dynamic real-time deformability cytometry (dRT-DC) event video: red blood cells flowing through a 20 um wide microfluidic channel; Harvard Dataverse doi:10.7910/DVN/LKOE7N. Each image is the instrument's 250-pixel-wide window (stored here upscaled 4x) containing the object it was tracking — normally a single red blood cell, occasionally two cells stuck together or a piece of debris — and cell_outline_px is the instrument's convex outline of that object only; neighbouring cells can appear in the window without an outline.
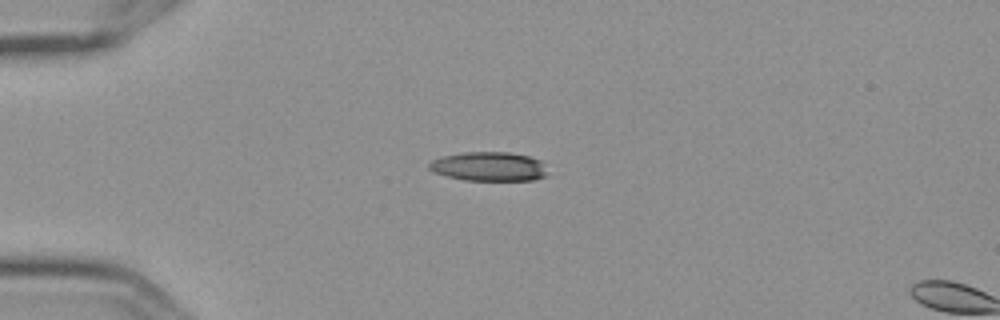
{"species": "Egyptian fruit bat (a non-hibernating species)", "species_latin": "Rousettus aegyptiacus", "temperature_condition": "cold", "stored_images_in_passage": 2, "camera_frame_rate_fps": 3000, "um_per_image_px": 0.085, "frame": {"image": 1, "passage_image": 1, "time_ms": 0.0, "image_size_px": [1000, 320], "cell_outline_px": [[548, 176], [536, 180], [464, 180], [448, 176], [436, 172], [428, 168], [428, 164], [432, 160], [440, 156], [464, 152], [508, 152], [528, 156], [540, 160]], "centroid_in_image_um": [41.55, 14.15], "position_along_channel_um": 43.4, "area_um2": 20.06}}